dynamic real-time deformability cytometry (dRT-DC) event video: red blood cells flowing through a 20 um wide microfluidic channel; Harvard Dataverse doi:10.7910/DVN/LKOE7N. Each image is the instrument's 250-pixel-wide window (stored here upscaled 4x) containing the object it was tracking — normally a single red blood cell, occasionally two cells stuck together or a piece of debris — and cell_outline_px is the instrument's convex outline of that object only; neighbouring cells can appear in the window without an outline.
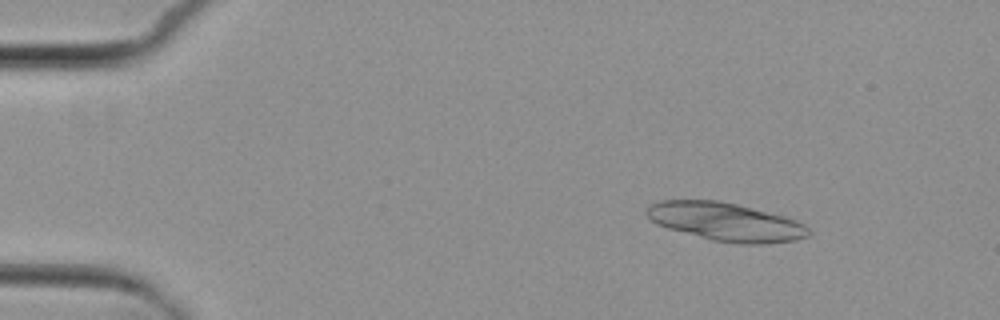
{"species": "common noctule bat (a hibernating species)", "species_latin": "Nyctalus noctula", "temperature_condition": "cold", "stored_images_in_passage": 8, "segment_of_instrument_passage": [1, 2], "camera_frame_rate_fps": 3000, "um_per_image_px": 0.085, "animal": {"sex": "female", "body_mass_g": 29.2, "forearm_length_mm": 56.3}, "frame": {"image": 1, "passage_image": 2, "time_ms": 1.333, "image_size_px": [1000, 320], "cell_outline_px": [[812, 232], [808, 236], [796, 240], [764, 244], [740, 244], [712, 240], [668, 228], [656, 224], [644, 212], [644, 208], [660, 200], [716, 200], [736, 204], [784, 216], [796, 220], [804, 224]], "centroid_in_image_um": [61.69, 18.86], "position_along_channel_um": 23.3, "area_um2": 36.07}}